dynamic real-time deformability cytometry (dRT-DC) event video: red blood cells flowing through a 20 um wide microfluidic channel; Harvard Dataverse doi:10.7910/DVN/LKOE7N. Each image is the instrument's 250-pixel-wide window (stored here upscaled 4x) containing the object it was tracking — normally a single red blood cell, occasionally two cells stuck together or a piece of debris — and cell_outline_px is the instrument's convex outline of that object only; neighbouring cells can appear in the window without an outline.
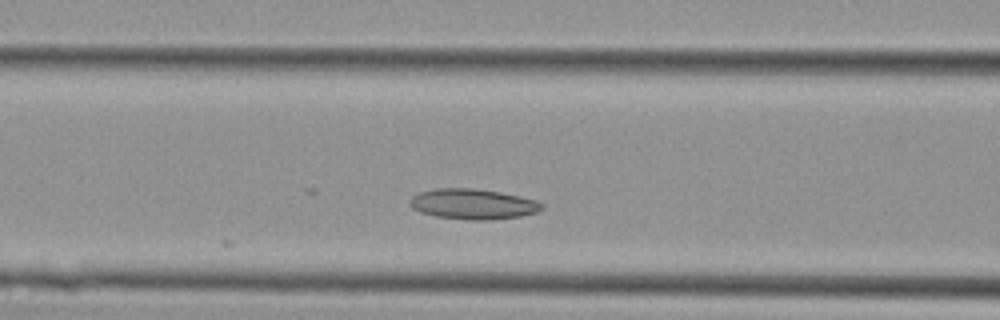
{"species": "Egyptian fruit bat (a non-hibernating species)", "species_latin": "Rousettus aegyptiacus", "temperature_condition": "cold", "stored_images_in_passage": 6, "camera_frame_rate_fps": 3000, "um_per_image_px": 0.085, "animal": {"sex": "female"}, "frame": {"image": 1, "passage_image": 6, "time_ms": 1.667, "image_size_px": [1000, 320], "cell_outline_px": [[544, 208], [536, 212], [520, 216], [488, 220], [468, 220], [436, 216], [420, 212], [412, 208], [408, 204], [408, 200], [412, 196], [420, 192], [436, 188], [476, 188], [500, 192], [520, 196], [536, 200], [544, 204]], "centroid_in_image_um": [40.18, 17.34], "position_along_channel_um": 126.4, "area_um2": 23.52}}